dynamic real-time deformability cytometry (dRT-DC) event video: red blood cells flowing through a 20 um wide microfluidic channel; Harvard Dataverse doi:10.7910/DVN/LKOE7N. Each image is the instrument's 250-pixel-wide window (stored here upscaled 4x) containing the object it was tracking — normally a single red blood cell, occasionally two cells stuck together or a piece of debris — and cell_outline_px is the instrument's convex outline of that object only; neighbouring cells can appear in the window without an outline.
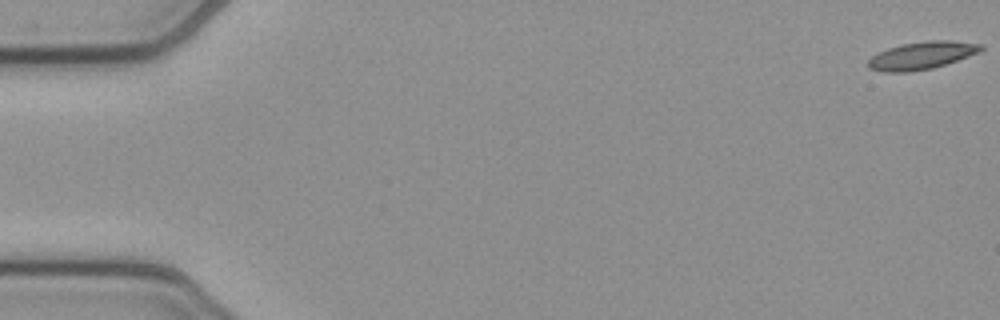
{"species": "common noctule bat (a hibernating species)", "species_latin": "Nyctalus noctula", "temperature_condition": "cold", "stored_images_in_passage": 53, "camera_frame_rate_fps": 3000, "um_per_image_px": 0.085, "animal": {"sex": "female", "body_mass_g": 21.9}, "frame": {"image": 1, "passage_image": 1, "time_ms": 0.0, "image_size_px": [1000, 320], "cell_outline_px": [[984, 48], [980, 52], [932, 68], [908, 72], [884, 72], [868, 68], [868, 60], [872, 56], [888, 48], [904, 44], [928, 40], [948, 40], [984, 44]], "centroid_in_image_um": [78.36, 4.71], "position_along_channel_um": 6.6, "area_um2": 17.98}}
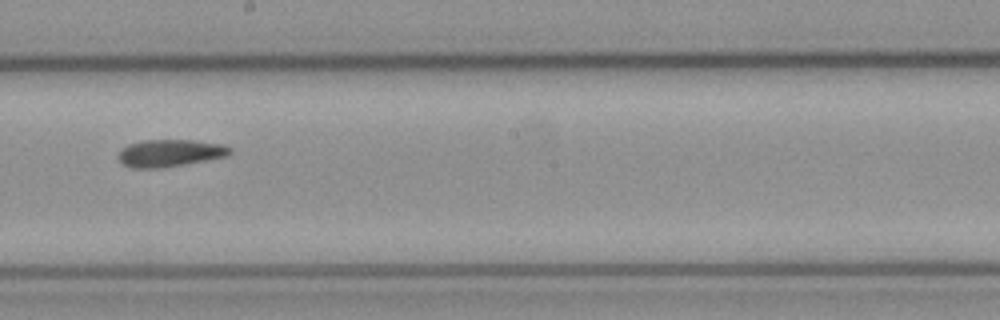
{"frame": {"image": 2, "passage_image": 30, "time_ms": 9.667, "image_size_px": [1000, 320], "cell_outline_px": [[232, 152], [228, 156], [184, 164], [160, 168], [132, 168], [124, 164], [116, 156], [120, 148], [128, 144], [144, 140], [192, 140], [224, 144], [232, 148]], "centroid_in_image_um": [14.44, 13.0], "position_along_channel_um": 233.8, "area_um2": 17.86}}
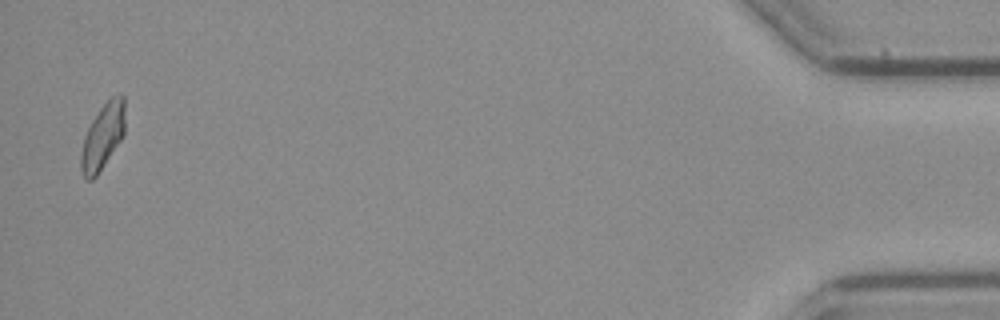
{"frame": {"image": 3, "passage_image": 52, "time_ms": 17.0, "image_size_px": [1000, 320], "cell_outline_px": [[124, 132], [120, 140], [96, 176], [92, 180], [84, 180], [80, 168], [80, 156], [84, 136], [92, 120], [100, 108], [112, 96], [124, 96]], "centroid_in_image_um": [8.69, 11.64], "position_along_channel_um": 426.5, "area_um2": 16.53}, "authors_computed_cell_mechanics": {"area_um2": 17.5712, "velocity_mm_per_s": 3.908, "shape_relaxation_time_tau1_ms": null, "shape_relaxation_time_tau2_ms": 6.5511, "deformation_change_tau1": null, "deformation_change_tau2": 0.1441}}